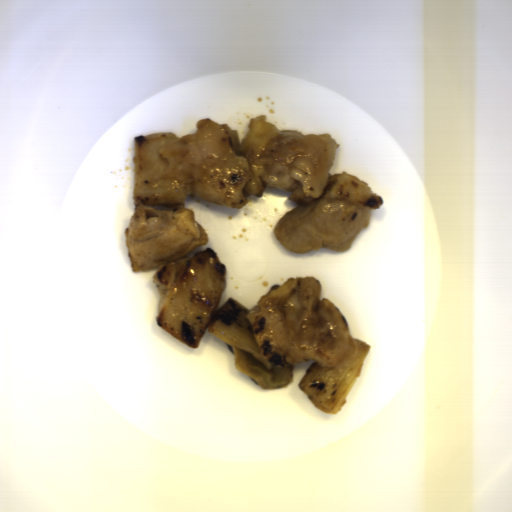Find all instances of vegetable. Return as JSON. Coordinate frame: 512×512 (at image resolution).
Here are the masks:
<instances>
[{"mask_svg": "<svg viewBox=\"0 0 512 512\" xmlns=\"http://www.w3.org/2000/svg\"><path fill=\"white\" fill-rule=\"evenodd\" d=\"M249 311L229 296L212 316L208 331L228 345L234 368L258 386L264 390L286 388L294 382L295 366H274L262 358L252 324L245 318Z\"/></svg>", "mask_w": 512, "mask_h": 512, "instance_id": "obj_1", "label": "vegetable"}, {"mask_svg": "<svg viewBox=\"0 0 512 512\" xmlns=\"http://www.w3.org/2000/svg\"><path fill=\"white\" fill-rule=\"evenodd\" d=\"M357 341V354L344 359L334 369H324L317 362L311 363L297 387L308 397L313 405L326 414L341 412L347 396L358 377H361L363 364L371 344Z\"/></svg>", "mask_w": 512, "mask_h": 512, "instance_id": "obj_2", "label": "vegetable"}]
</instances>
